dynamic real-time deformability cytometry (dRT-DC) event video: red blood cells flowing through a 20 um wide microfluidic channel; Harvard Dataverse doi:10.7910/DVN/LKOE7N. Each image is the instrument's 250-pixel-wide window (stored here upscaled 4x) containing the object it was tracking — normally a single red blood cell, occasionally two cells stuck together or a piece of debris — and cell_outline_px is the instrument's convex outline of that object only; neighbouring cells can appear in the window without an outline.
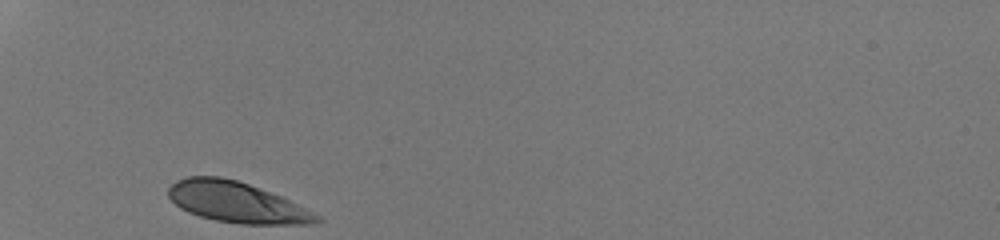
{"species": "human", "species_latin": "Homo sapiens", "temperature_condition": "room temperature", "stored_images_in_passage": 26, "camera_frame_rate_fps": 3000, "um_per_image_px": 0.085, "donor": {"sex": "male"}, "frame": {"image": 1, "passage_image": 1, "time_ms": 0.0, "image_size_px": [1000, 240], "cell_outline_px": [[324, 220], [316, 224], [240, 224], [216, 220], [200, 216], [188, 212], [180, 208], [168, 196], [168, 188], [176, 180], [188, 176], [220, 176], [236, 180], [260, 188], [280, 196], [320, 216]], "centroid_in_image_um": [20.1, 17.19], "position_along_channel_um": 64.9, "area_um2": 34.91}}
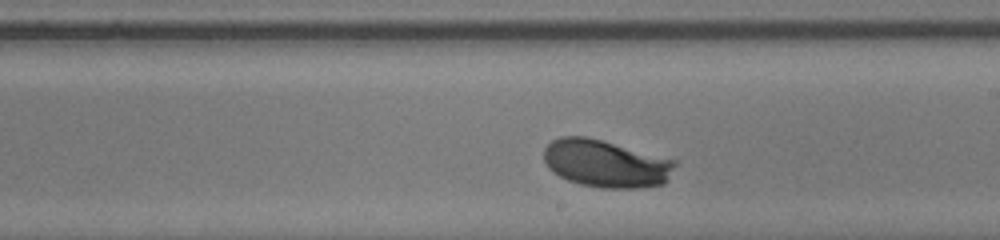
{"frame": {"image": 2, "passage_image": 15, "time_ms": 4.667, "image_size_px": [1000, 240], "cell_outline_px": [[676, 164], [668, 180], [664, 184], [636, 188], [600, 188], [580, 184], [568, 180], [552, 172], [548, 168], [544, 160], [544, 148], [552, 140], [560, 136], [588, 136], [676, 160]], "centroid_in_image_um": [51.48, 13.9], "position_along_channel_um": 237.5, "area_um2": 36.47}}
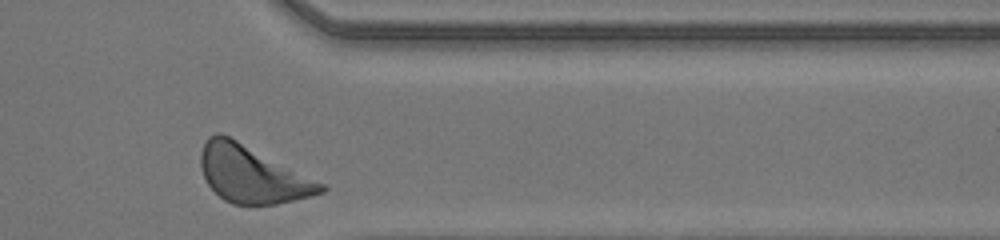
{"frame": {"image": 3, "passage_image": 26, "time_ms": 8.333, "image_size_px": [1000, 240], "cell_outline_px": [[328, 188], [324, 192], [276, 204], [232, 204], [224, 200], [208, 184], [204, 176], [200, 164], [200, 152], [208, 136], [216, 132], [220, 132], [324, 184]], "centroid_in_image_um": [21.38, 14.81], "position_along_channel_um": 390.0, "area_um2": 39.02}, "authors_computed_cell_mechanics": {"area_um2": 36.125, "velocity_mm_per_s": 4.1706, "shape_relaxation_time_tau1_ms": 2.1798, "shape_relaxation_time_tau2_ms": null, "deformation_change_tau1": 0.1434, "deformation_change_tau2": null}}